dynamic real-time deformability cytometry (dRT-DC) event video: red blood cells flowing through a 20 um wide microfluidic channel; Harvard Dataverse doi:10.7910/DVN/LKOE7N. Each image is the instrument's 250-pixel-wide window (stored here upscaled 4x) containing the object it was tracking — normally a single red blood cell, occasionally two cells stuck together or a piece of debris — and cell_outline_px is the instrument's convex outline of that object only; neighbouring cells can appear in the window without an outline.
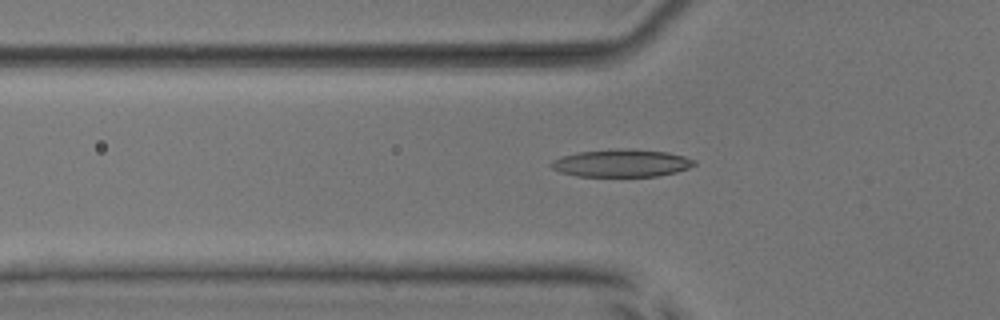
{"species": "common noctule bat (a hibernating species)", "species_latin": "Nyctalus noctula", "temperature_condition": "room temperature", "stored_images_in_passage": 32, "camera_frame_rate_fps": 3000, "um_per_image_px": 0.085, "animal": {"sex": "male", "body_mass_g": 17.9, "forearm_length_mm": 54.2}, "frame": {"image": 1, "passage_image": 7, "time_ms": 2.0, "image_size_px": [1000, 320], "cell_outline_px": [[696, 164], [688, 168], [676, 172], [656, 176], [576, 176], [560, 172], [552, 168], [548, 164], [552, 160], [560, 156], [576, 152], [616, 148], [628, 148], [668, 152], [684, 156], [696, 160]], "centroid_in_image_um": [52.79, 13.85], "position_along_channel_um": 73.0, "area_um2": 23.29}}
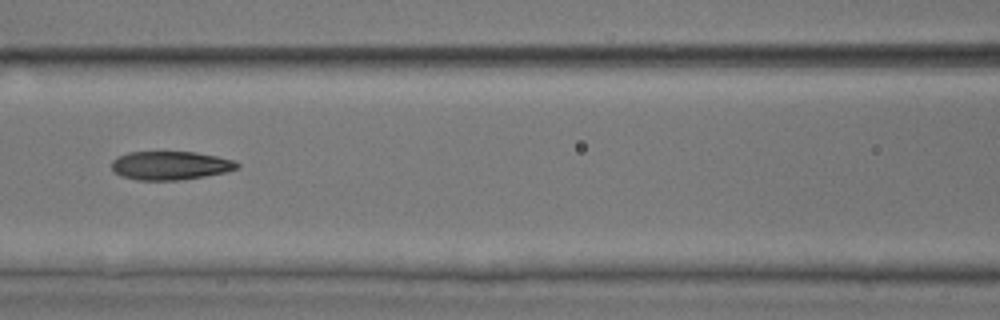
{"frame": {"image": 2, "passage_image": 13, "time_ms": 4.0, "image_size_px": [1000, 320], "cell_outline_px": [[240, 168], [224, 172], [204, 176], [180, 180], [136, 180], [124, 176], [116, 172], [112, 168], [112, 160], [116, 156], [128, 152], [196, 152], [216, 156], [232, 160], [240, 164]], "centroid_in_image_um": [14.48, 14.06], "position_along_channel_um": 152.1, "area_um2": 20.81}}
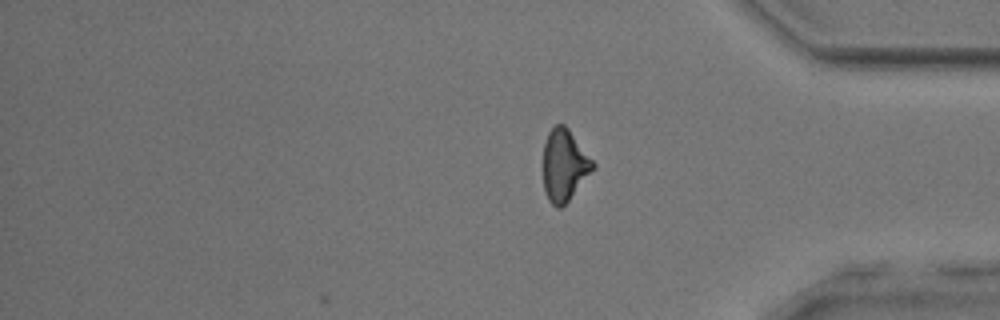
{"frame": {"image": 3, "passage_image": 32, "time_ms": 10.333, "image_size_px": [1000, 320], "cell_outline_px": [[596, 168], [568, 200], [560, 208], [556, 208], [548, 200], [544, 192], [544, 144], [548, 132], [556, 124], [564, 124], [568, 128], [596, 164]], "centroid_in_image_um": [47.98, 14.05], "position_along_channel_um": 387.2, "area_um2": 20.75}, "authors_computed_cell_mechanics": {"area_um2": 21.1837, "velocity_mm_per_s": 3.9396, "shape_relaxation_time_tau1_ms": 6.1374, "shape_relaxation_time_tau2_ms": 2.9516, "deformation_change_tau1": 0.1758, "deformation_change_tau2": 0.1156}}